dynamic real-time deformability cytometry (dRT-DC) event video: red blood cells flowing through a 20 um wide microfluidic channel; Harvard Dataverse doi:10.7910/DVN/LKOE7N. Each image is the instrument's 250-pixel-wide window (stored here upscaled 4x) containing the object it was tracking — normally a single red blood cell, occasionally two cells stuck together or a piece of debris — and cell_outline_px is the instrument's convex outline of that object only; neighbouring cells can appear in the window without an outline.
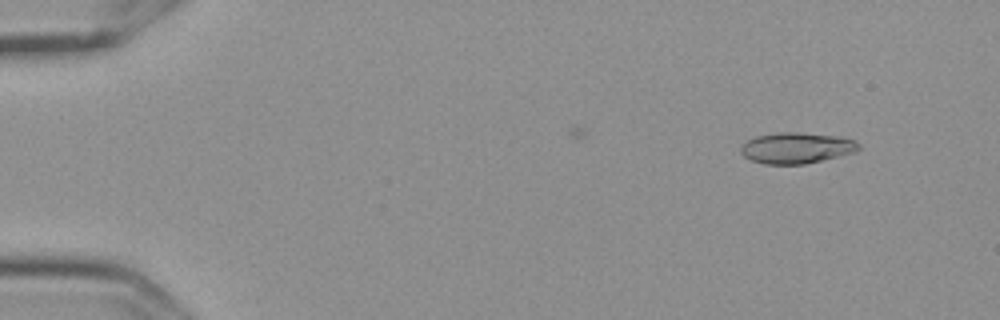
{"species": "Egyptian fruit bat (a non-hibernating species)", "species_latin": "Rousettus aegyptiacus", "temperature_condition": "cold", "stored_images_in_passage": 12, "camera_frame_rate_fps": 3000, "um_per_image_px": 0.085, "frame": {"image": 1, "passage_image": 5, "time_ms": 1.333, "image_size_px": [1000, 320], "cell_outline_px": [[860, 148], [856, 152], [804, 164], [764, 164], [752, 160], [744, 156], [740, 152], [740, 144], [744, 140], [756, 136], [776, 132], [800, 132], [840, 136], [852, 140], [860, 144]], "centroid_in_image_um": [67.66, 12.56], "position_along_channel_um": 17.3, "area_um2": 21.5}}